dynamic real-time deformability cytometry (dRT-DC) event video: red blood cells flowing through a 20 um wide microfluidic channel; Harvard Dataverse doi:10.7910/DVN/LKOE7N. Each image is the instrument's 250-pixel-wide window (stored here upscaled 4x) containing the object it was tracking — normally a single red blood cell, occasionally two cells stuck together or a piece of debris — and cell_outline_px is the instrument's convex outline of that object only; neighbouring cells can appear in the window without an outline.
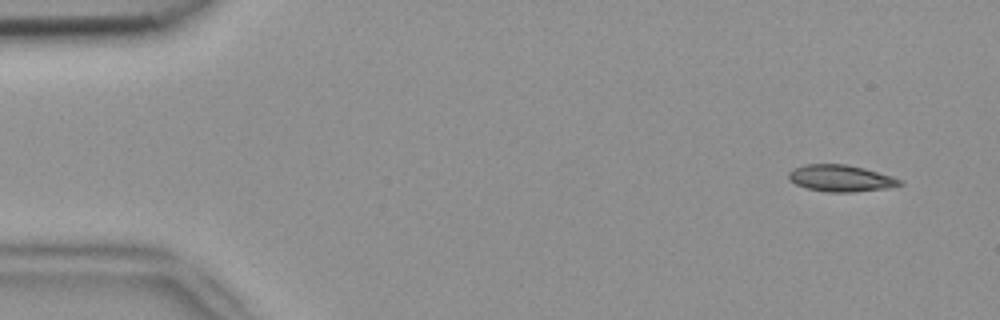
{"species": "common noctule bat (a hibernating species)", "species_latin": "Nyctalus noctula", "temperature_condition": "room temperature", "stored_images_in_passage": 4, "camera_frame_rate_fps": 3000, "um_per_image_px": 0.085, "animal": {"sex": "female", "body_mass_g": 18.4}, "frame": {"image": 1, "passage_image": 1, "time_ms": 0.0, "image_size_px": [1000, 320], "cell_outline_px": [[904, 184], [888, 188], [852, 192], [828, 192], [808, 188], [796, 184], [788, 180], [788, 172], [792, 168], [804, 164], [844, 164], [864, 168], [892, 176], [904, 180]], "centroid_in_image_um": [71.46, 15.15], "position_along_channel_um": 13.5, "area_um2": 17.4}}